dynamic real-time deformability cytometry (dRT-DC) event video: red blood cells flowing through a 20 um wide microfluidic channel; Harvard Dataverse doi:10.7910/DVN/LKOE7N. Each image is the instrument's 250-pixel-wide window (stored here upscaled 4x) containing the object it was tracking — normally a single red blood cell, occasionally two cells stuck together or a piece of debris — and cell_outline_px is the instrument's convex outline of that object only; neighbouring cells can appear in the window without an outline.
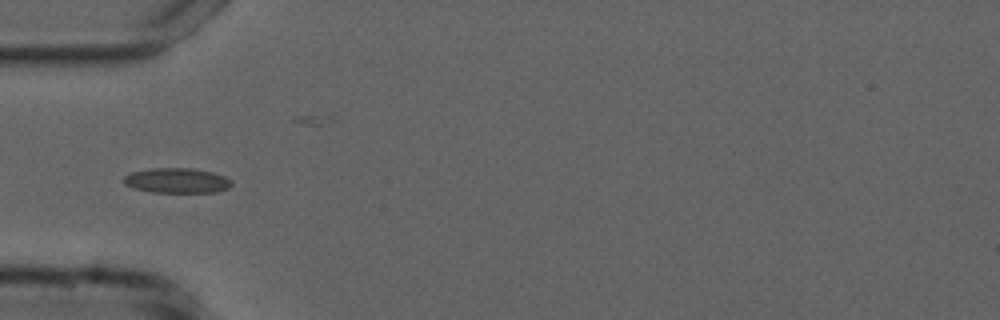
{"species": "common noctule bat (a hibernating species)", "species_latin": "Nyctalus noctula", "temperature_condition": "cold", "stored_images_in_passage": 39, "camera_frame_rate_fps": 3000, "um_per_image_px": 0.085, "animal": {"sex": "male", "forearm_length_mm": 52.5}, "frame": {"image": 1, "passage_image": 1, "time_ms": 0.0, "image_size_px": [1000, 320], "cell_outline_px": [[232, 184], [228, 188], [216, 192], [152, 192], [132, 188], [124, 184], [124, 176], [132, 172], [152, 168], [192, 168], [212, 172], [224, 176], [232, 180]], "centroid_in_image_um": [15.04, 15.35], "position_along_channel_um": 70.0, "area_um2": 15.72}}
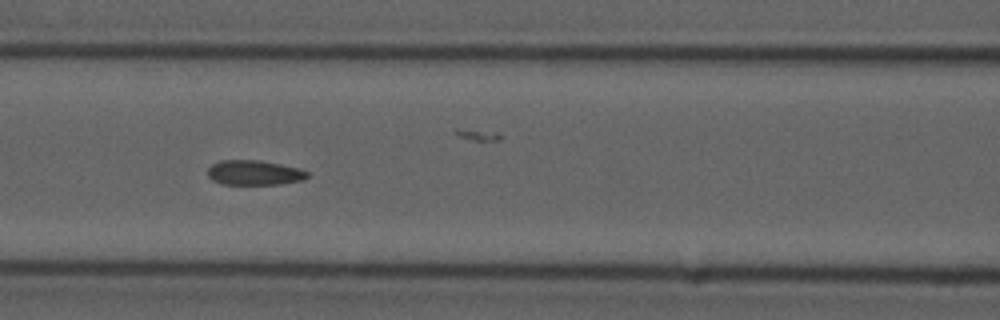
{"frame": {"image": 2, "passage_image": 7, "time_ms": 2.0, "image_size_px": [1000, 320], "cell_outline_px": [[308, 176], [304, 180], [280, 184], [224, 184], [212, 180], [208, 176], [208, 168], [212, 164], [220, 160], [260, 160], [280, 164], [296, 168], [308, 172]], "centroid_in_image_um": [21.59, 14.68], "position_along_channel_um": 145.0, "area_um2": 14.33}}
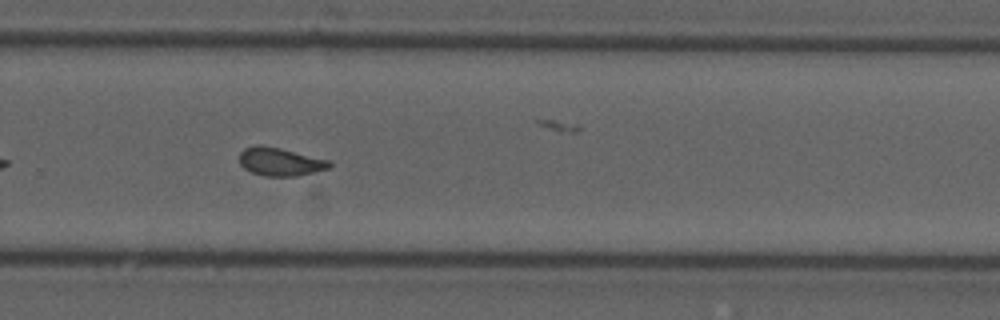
{"frame": {"image": 3, "passage_image": 20, "time_ms": 6.333, "image_size_px": [1000, 320], "cell_outline_px": [[332, 164], [328, 168], [296, 176], [264, 176], [252, 172], [244, 168], [240, 164], [240, 152], [244, 148], [256, 144], [260, 144], [280, 148], [328, 160]], "centroid_in_image_um": [23.76, 13.73], "position_along_channel_um": 306.0, "area_um2": 14.62}, "authors_computed_cell_mechanics": {"area_um2": 14.6234, "velocity_mm_per_s": 3.7267, "shape_relaxation_time_tau1_ms": null, "shape_relaxation_time_tau2_ms": 2.2774, "deformation_change_tau1": null, "deformation_change_tau2": 0.0764}}